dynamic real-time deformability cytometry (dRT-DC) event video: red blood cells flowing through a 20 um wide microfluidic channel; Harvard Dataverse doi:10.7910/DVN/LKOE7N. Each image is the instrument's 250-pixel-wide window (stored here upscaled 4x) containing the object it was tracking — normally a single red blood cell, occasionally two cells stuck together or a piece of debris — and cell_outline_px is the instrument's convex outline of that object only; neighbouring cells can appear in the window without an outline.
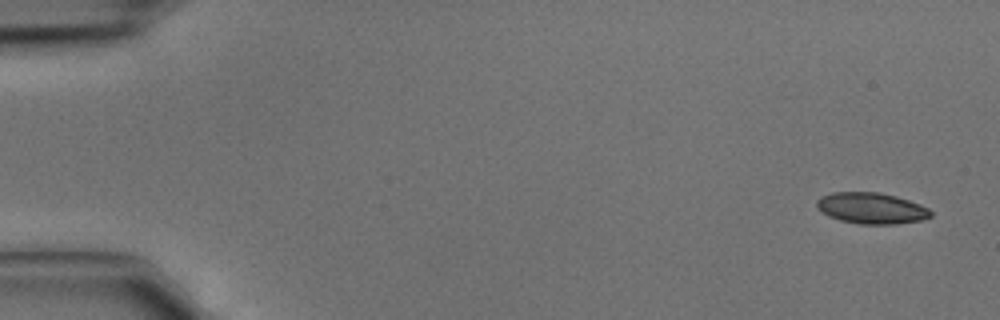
{"species": "common noctule bat (a hibernating species)", "species_latin": "Nyctalus noctula", "temperature_condition": "cold", "stored_images_in_passage": 4, "camera_frame_rate_fps": 3000, "um_per_image_px": 0.085, "animal": {"sex": "male", "body_mass_g": 15.6}, "frame": {"image": 1, "passage_image": 1, "time_ms": 0.0, "image_size_px": [1000, 320], "cell_outline_px": [[932, 216], [920, 220], [896, 224], [860, 224], [840, 220], [828, 216], [816, 208], [816, 200], [820, 196], [832, 192], [880, 192], [896, 196], [920, 204], [928, 208], [932, 212]], "centroid_in_image_um": [74.04, 17.69], "position_along_channel_um": 11.0, "area_um2": 20.81}}
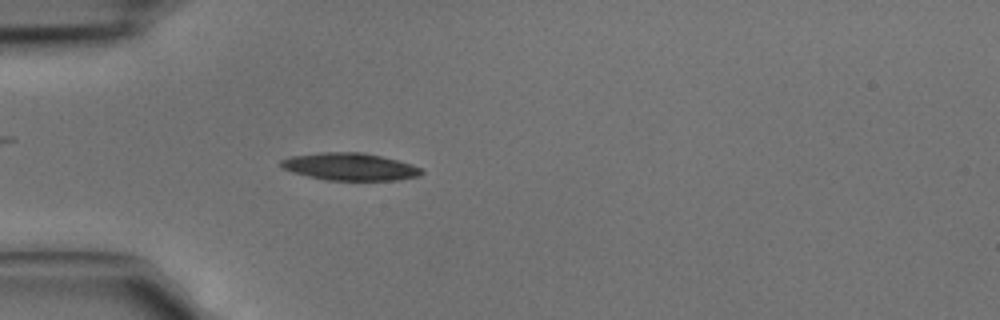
{"frame": {"image": 2, "passage_image": 4, "time_ms": 1.0, "image_size_px": [1000, 320], "cell_outline_px": [[424, 172], [420, 176], [396, 180], [324, 180], [292, 172], [284, 168], [280, 164], [280, 160], [288, 156], [320, 152], [364, 152], [412, 164], [420, 168]], "centroid_in_image_um": [29.72, 14.16], "position_along_channel_um": 55.3, "area_um2": 22.48}}